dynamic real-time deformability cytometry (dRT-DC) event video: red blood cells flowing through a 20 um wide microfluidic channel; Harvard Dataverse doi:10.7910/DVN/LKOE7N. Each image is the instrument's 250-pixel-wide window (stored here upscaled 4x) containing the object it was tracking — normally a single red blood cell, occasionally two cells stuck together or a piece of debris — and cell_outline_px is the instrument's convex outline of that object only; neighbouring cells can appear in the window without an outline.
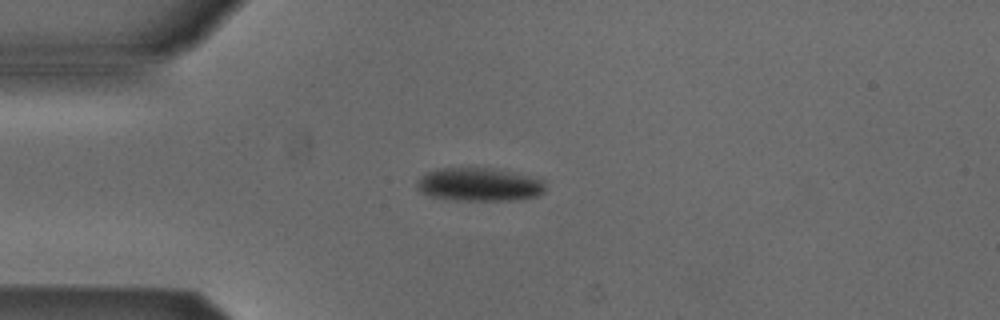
{"species": "Egyptian fruit bat (a non-hibernating species)", "species_latin": "Rousettus aegyptiacus", "temperature_condition": "cold", "stored_images_in_passage": 2, "camera_frame_rate_fps": 3000, "um_per_image_px": 0.085, "animal": {"sex": "male"}, "frame": {"image": 1, "passage_image": 2, "time_ms": 0.333, "image_size_px": [1000, 320], "cell_outline_px": [[544, 192], [536, 196], [512, 200], [456, 200], [428, 196], [420, 192], [416, 184], [416, 180], [424, 172], [440, 168], [492, 168], [544, 180]], "centroid_in_image_um": [40.65, 15.68], "position_along_channel_um": 44.4, "area_um2": 24.85}}